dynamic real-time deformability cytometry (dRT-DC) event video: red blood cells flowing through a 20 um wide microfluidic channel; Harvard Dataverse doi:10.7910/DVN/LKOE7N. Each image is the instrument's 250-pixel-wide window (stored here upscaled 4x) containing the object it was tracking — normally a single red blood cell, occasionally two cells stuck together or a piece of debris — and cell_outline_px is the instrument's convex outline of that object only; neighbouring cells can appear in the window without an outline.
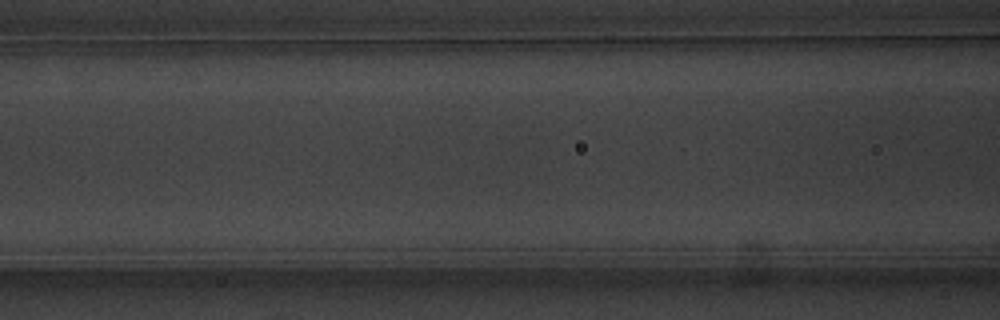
{"species": "common noctule bat (a hibernating species)", "species_latin": "Nyctalus noctula", "temperature_condition": "warm", "stored_images_in_passage": 7, "camera_frame_rate_fps": 3000, "um_per_image_px": 0.085, "animal": {"sex": "male", "body_mass_g": 20.1, "forearm_length_mm": 53.5}, "frame": {"image": 1, "passage_image": 7, "time_ms": 7.0, "image_size_px": [1000, 320], "cell_outline_px": [[328, 192], [308, 196], [284, 200], [192, 200], [184, 196], [184, 192], [192, 184], [304, 184], [328, 188]], "centroid_in_image_um": [21.37, 16.3], "position_along_channel_um": 145.2, "area_um2": 14.74}}